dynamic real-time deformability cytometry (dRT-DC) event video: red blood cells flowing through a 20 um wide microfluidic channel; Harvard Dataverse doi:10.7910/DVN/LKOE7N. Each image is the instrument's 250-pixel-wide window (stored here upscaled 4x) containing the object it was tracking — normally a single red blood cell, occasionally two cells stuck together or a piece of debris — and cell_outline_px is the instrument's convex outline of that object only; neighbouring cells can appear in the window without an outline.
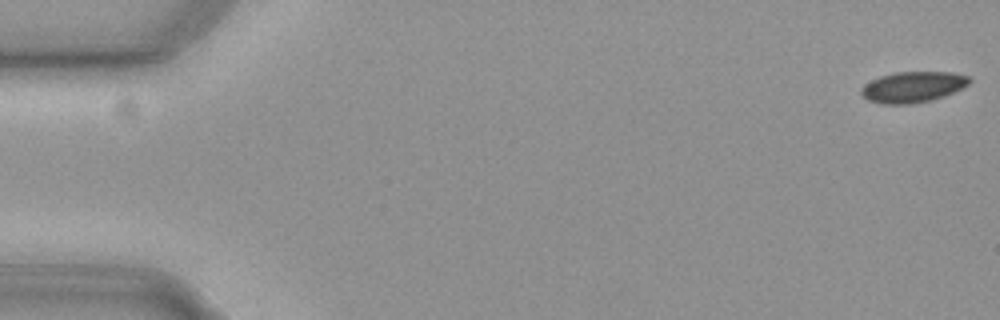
{"species": "common noctule bat (a hibernating species)", "species_latin": "Nyctalus noctula", "temperature_condition": "cold", "stored_images_in_passage": 17, "camera_frame_rate_fps": 3000, "um_per_image_px": 0.085, "animal": {"sex": "female", "body_mass_g": 19.3, "forearm_length_mm": 54.1}, "frame": {"image": 1, "passage_image": 1, "time_ms": 0.0, "image_size_px": [1000, 320], "cell_outline_px": [[972, 80], [968, 84], [944, 96], [928, 100], [908, 104], [880, 104], [868, 100], [860, 92], [860, 88], [864, 84], [880, 76], [896, 72], [952, 72], [972, 76]], "centroid_in_image_um": [77.58, 7.38], "position_along_channel_um": 7.4, "area_um2": 19.36}}
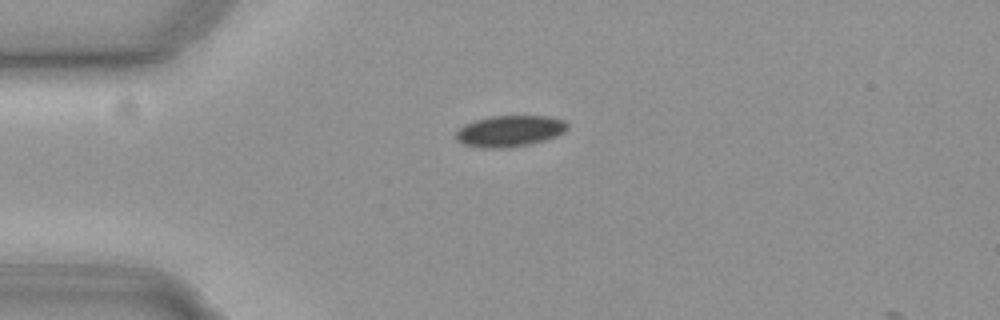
{"frame": {"image": 2, "passage_image": 14, "time_ms": 4.333, "image_size_px": [1000, 320], "cell_outline_px": [[568, 128], [564, 132], [556, 136], [544, 140], [528, 144], [504, 148], [484, 148], [464, 144], [456, 140], [456, 132], [464, 124], [488, 116], [548, 116], [564, 120], [568, 124]], "centroid_in_image_um": [43.33, 11.13], "position_along_channel_um": 41.7, "area_um2": 20.23}}